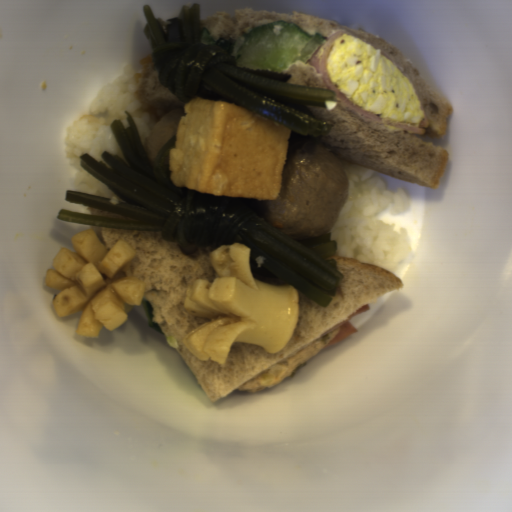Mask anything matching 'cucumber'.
I'll return each instance as SVG.
<instances>
[{
	"mask_svg": "<svg viewBox=\"0 0 512 512\" xmlns=\"http://www.w3.org/2000/svg\"><path fill=\"white\" fill-rule=\"evenodd\" d=\"M320 33H309L291 21L265 23L238 37L216 39L207 28H199V42L219 46L235 65L251 70L284 71L292 63H308L325 41Z\"/></svg>",
	"mask_w": 512,
	"mask_h": 512,
	"instance_id": "8b760119",
	"label": "cucumber"
}]
</instances>
